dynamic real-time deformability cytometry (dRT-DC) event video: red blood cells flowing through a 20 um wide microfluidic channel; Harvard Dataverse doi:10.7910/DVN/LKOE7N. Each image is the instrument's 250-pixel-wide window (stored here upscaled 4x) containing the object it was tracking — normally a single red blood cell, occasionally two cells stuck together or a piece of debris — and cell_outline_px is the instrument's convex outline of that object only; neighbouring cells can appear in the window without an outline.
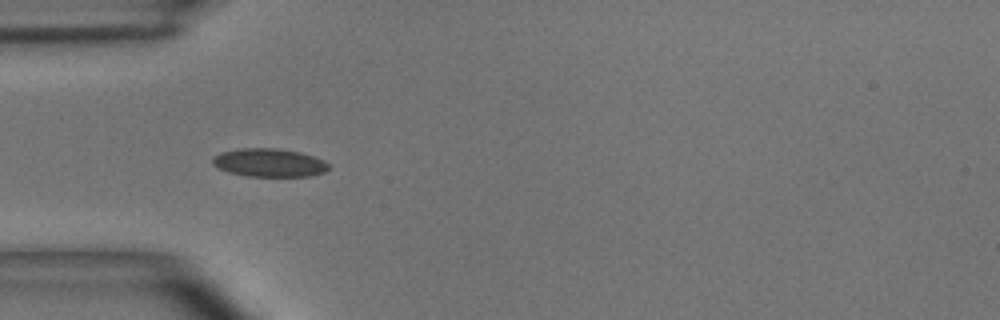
{"species": "common noctule bat (a hibernating species)", "species_latin": "Nyctalus noctula", "temperature_condition": "room temperature", "stored_images_in_passage": 39, "camera_frame_rate_fps": 3000, "um_per_image_px": 0.085, "animal": {"sex": "male", "body_mass_g": 15.6}, "frame": {"image": 1, "passage_image": 1, "time_ms": 0.0, "image_size_px": [1000, 320], "cell_outline_px": [[328, 168], [324, 172], [312, 176], [244, 176], [228, 172], [212, 164], [212, 156], [220, 152], [236, 148], [276, 148], [300, 152], [324, 160], [328, 164]], "centroid_in_image_um": [22.84, 13.82], "position_along_channel_um": 62.2, "area_um2": 19.25}}
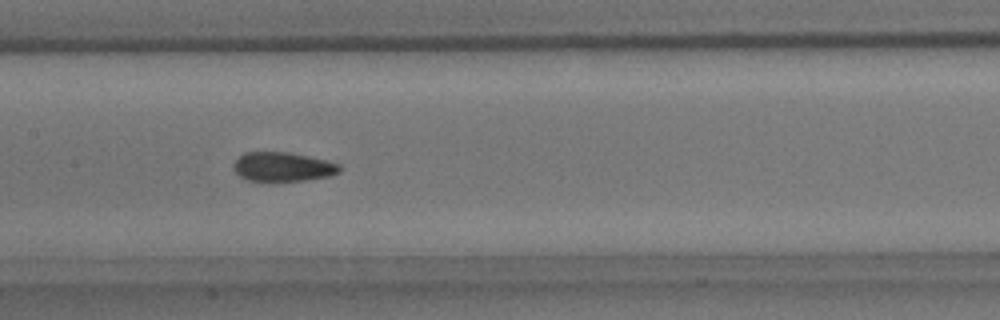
{"frame": {"image": 2, "passage_image": 11, "time_ms": 3.333, "image_size_px": [1000, 320], "cell_outline_px": [[340, 172], [332, 176], [304, 180], [248, 180], [240, 176], [232, 168], [232, 164], [244, 152], [288, 152], [328, 160], [340, 164]], "centroid_in_image_um": [24.06, 14.16], "position_along_channel_um": 183.3, "area_um2": 17.98}}
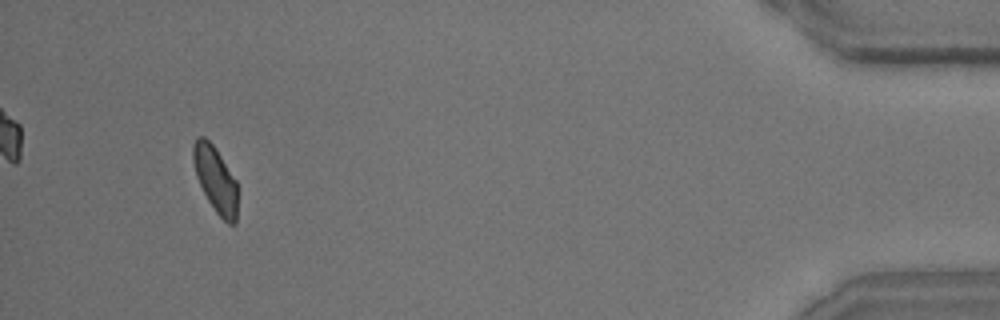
{"frame": {"image": 3, "passage_image": 36, "time_ms": 11.667, "image_size_px": [1000, 320], "cell_outline_px": [[236, 224], [228, 224], [216, 212], [208, 200], [196, 176], [192, 160], [192, 144], [196, 136], [204, 136], [216, 148], [236, 180]], "centroid_in_image_um": [18.28, 15.2], "position_along_channel_um": 416.9, "area_um2": 16.99}, "authors_computed_cell_mechanics": {"area_um2": 18.496, "velocity_mm_per_s": 3.6485, "shape_relaxation_time_tau1_ms": 6.7204, "shape_relaxation_time_tau2_ms": 1.5711, "deformation_change_tau1": 0.1205, "deformation_change_tau2": 0.0618}}